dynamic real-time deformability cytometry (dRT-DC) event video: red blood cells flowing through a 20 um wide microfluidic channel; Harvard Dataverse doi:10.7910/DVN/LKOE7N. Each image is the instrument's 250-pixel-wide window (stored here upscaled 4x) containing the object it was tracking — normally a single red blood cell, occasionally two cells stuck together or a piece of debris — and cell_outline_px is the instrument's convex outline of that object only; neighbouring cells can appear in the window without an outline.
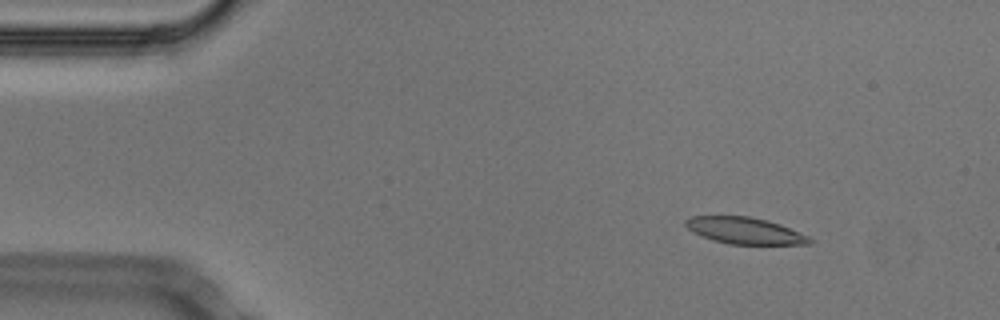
{"species": "Egyptian fruit bat (a non-hibernating species)", "species_latin": "Rousettus aegyptiacus", "temperature_condition": "cold", "stored_images_in_passage": 52, "camera_frame_rate_fps": 3000, "um_per_image_px": 0.085, "animal": {"sex": "male"}, "frame": {"image": 1, "passage_image": 6, "time_ms": 1.667, "image_size_px": [1000, 320], "cell_outline_px": [[812, 244], [728, 244], [712, 240], [688, 228], [684, 224], [684, 220], [692, 216], [748, 216], [768, 220], [780, 224], [808, 236], [812, 240]], "centroid_in_image_um": [63.32, 19.6], "position_along_channel_um": 21.7, "area_um2": 19.02}}
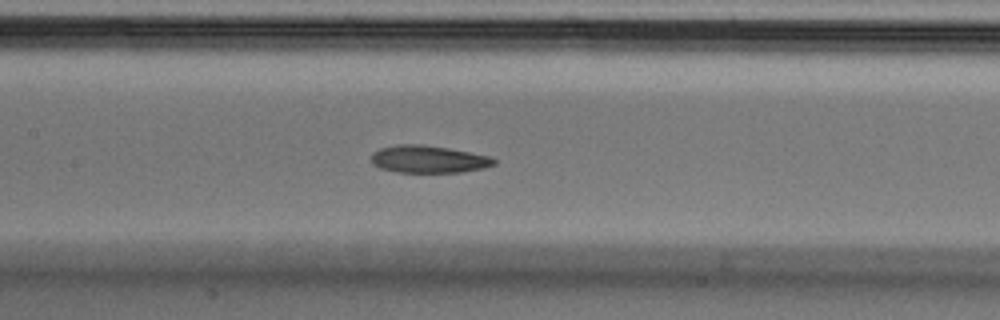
{"frame": {"image": 2, "passage_image": 24, "time_ms": 7.667, "image_size_px": [1000, 320], "cell_outline_px": [[496, 164], [484, 168], [460, 172], [396, 172], [380, 168], [372, 164], [372, 152], [380, 148], [396, 144], [420, 144], [448, 148], [488, 156], [496, 160]], "centroid_in_image_um": [36.38, 13.53], "position_along_channel_um": 171.0, "area_um2": 19.54}}
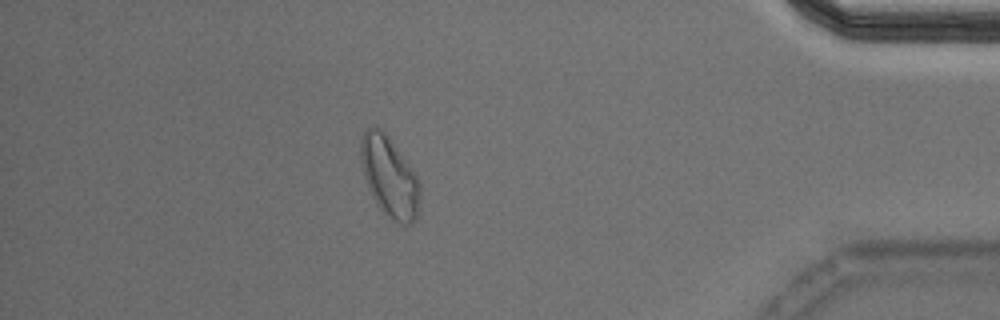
{"frame": {"image": 3, "passage_image": 46, "time_ms": 15.0, "image_size_px": [1000, 320], "cell_outline_px": [[420, 196], [416, 220], [412, 224], [400, 224], [392, 220], [376, 204], [368, 188], [364, 176], [360, 160], [360, 140], [364, 132], [368, 128], [380, 128], [384, 132], [412, 168], [420, 184]], "centroid_in_image_um": [33.1, 15.06], "position_along_channel_um": 402.1, "area_um2": 27.57}, "authors_computed_cell_mechanics": {"area_um2": 20.23, "velocity_mm_per_s": 3.7336, "shape_relaxation_time_tau1_ms": 6.9994, "shape_relaxation_time_tau2_ms": 3.855, "deformation_change_tau1": 0.1521, "deformation_change_tau2": 0.0997}}